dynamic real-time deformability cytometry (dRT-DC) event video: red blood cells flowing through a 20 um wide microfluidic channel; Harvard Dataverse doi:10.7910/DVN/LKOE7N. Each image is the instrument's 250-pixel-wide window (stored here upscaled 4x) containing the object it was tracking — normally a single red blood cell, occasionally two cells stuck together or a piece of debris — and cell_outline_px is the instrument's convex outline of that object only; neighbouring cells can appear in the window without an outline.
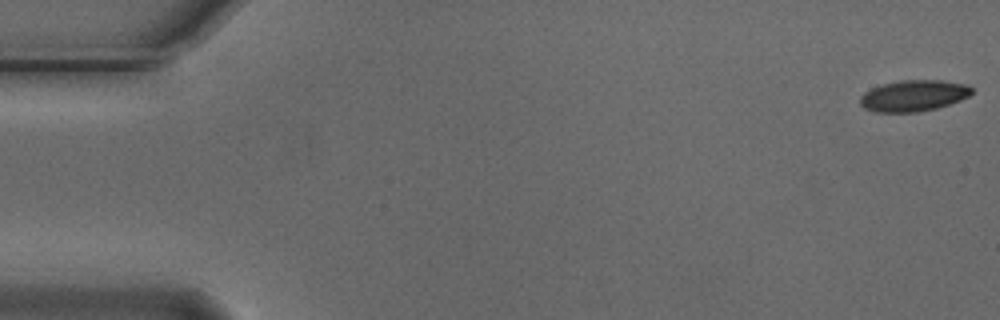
{"species": "Egyptian fruit bat (a non-hibernating species)", "species_latin": "Rousettus aegyptiacus", "temperature_condition": "cold", "stored_images_in_passage": 55, "camera_frame_rate_fps": 3000, "um_per_image_px": 0.085, "animal": {"sex": "male"}, "frame": {"image": 1, "passage_image": 1, "time_ms": 0.0, "image_size_px": [1000, 320], "cell_outline_px": [[972, 92], [968, 96], [960, 100], [936, 108], [916, 112], [876, 112], [864, 108], [860, 104], [860, 96], [864, 92], [872, 88], [884, 84], [900, 80], [944, 80], [968, 84], [972, 88]], "centroid_in_image_um": [77.65, 8.12], "position_along_channel_um": 7.3, "area_um2": 20.29}}
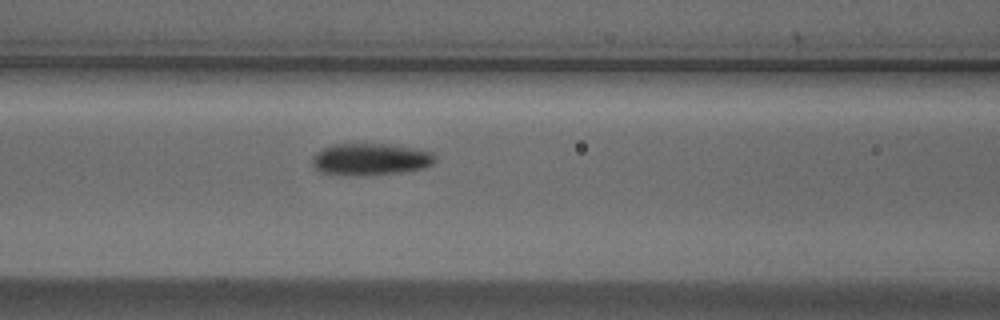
{"frame": {"image": 2, "passage_image": 23, "time_ms": 7.333, "image_size_px": [1000, 320], "cell_outline_px": [[436, 160], [432, 164], [424, 168], [400, 172], [364, 176], [352, 176], [320, 172], [312, 164], [312, 156], [320, 148], [332, 144], [388, 144], [412, 148], [432, 152], [436, 156]], "centroid_in_image_um": [31.45, 13.54], "position_along_channel_um": 135.1, "area_um2": 23.06}}
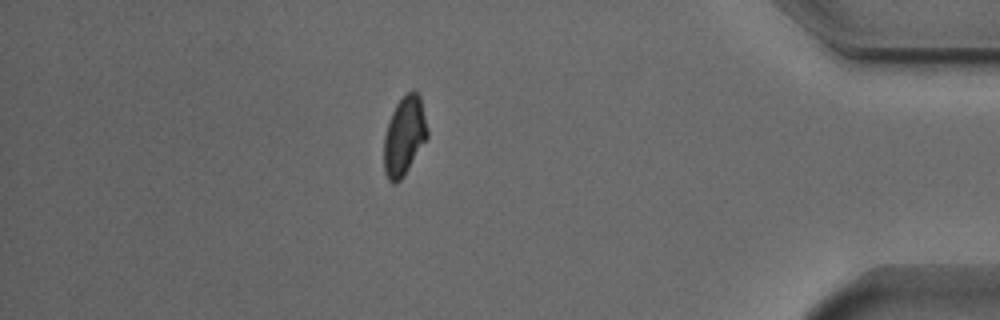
{"frame": {"image": 3, "passage_image": 48, "time_ms": 15.667, "image_size_px": [1000, 320], "cell_outline_px": [[428, 136], [404, 176], [396, 184], [392, 184], [388, 180], [384, 172], [384, 136], [392, 112], [396, 104], [412, 88], [420, 96], [428, 128]], "centroid_in_image_um": [34.36, 11.58], "position_along_channel_um": 400.8, "area_um2": 19.94}, "authors_computed_cell_mechanics": {"area_um2": 21.3282, "velocity_mm_per_s": 3.6948, "shape_relaxation_time_tau1_ms": 4.3331, "shape_relaxation_time_tau2_ms": 6.9367, "deformation_change_tau1": 0.1188, "deformation_change_tau2": 0.1009}}